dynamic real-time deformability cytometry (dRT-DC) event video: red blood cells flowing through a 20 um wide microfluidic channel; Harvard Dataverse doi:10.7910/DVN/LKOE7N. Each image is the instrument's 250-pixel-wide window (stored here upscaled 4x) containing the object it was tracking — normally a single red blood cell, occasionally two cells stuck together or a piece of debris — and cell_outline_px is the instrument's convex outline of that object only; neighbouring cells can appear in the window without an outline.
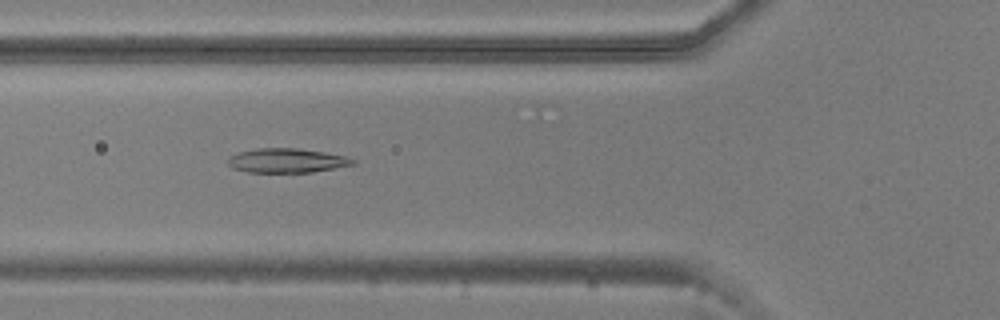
{"species": "common noctule bat (a hibernating species)", "species_latin": "Nyctalus noctula", "temperature_condition": "warm", "stored_images_in_passage": 54, "camera_frame_rate_fps": 3000, "um_per_image_px": 0.085, "animal": {"sex": "male", "body_mass_g": 20.5, "forearm_length_mm": 52.5}, "frame": {"image": 1, "passage_image": 19, "time_ms": 6.0, "image_size_px": [1000, 320], "cell_outline_px": [[356, 164], [312, 172], [248, 172], [232, 168], [228, 164], [228, 156], [236, 152], [256, 148], [300, 148], [348, 156], [356, 160]], "centroid_in_image_um": [24.37, 13.63], "position_along_channel_um": 101.4, "area_um2": 17.92}}
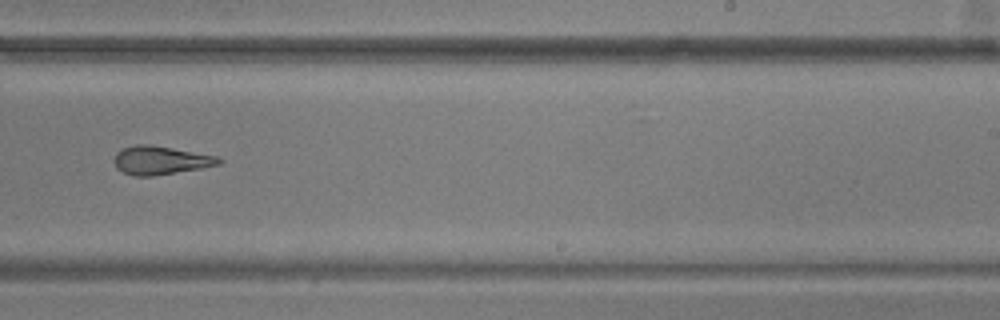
{"frame": {"image": 2, "passage_image": 33, "time_ms": 10.667, "image_size_px": [1000, 320], "cell_outline_px": [[224, 160], [220, 164], [200, 168], [152, 176], [136, 176], [124, 172], [116, 168], [112, 160], [116, 152], [124, 148], [136, 144], [148, 144], [172, 148], [216, 156]], "centroid_in_image_um": [13.6, 13.62], "position_along_channel_um": 275.4, "area_um2": 17.22}}
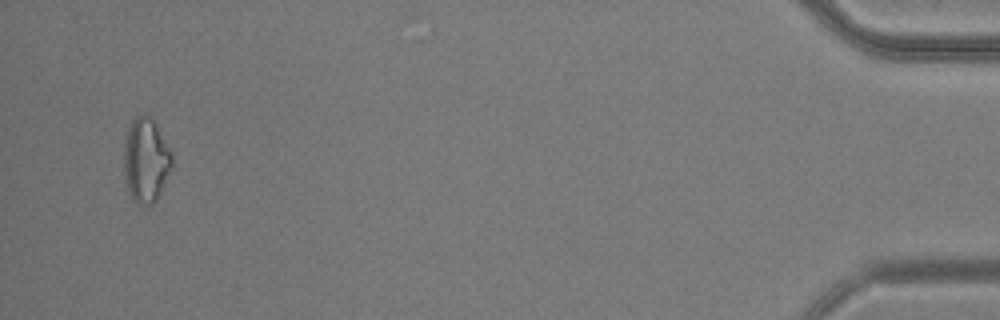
{"frame": {"image": 3, "passage_image": 52, "time_ms": 17.0, "image_size_px": [1000, 320], "cell_outline_px": [[172, 168], [160, 192], [152, 204], [136, 204], [132, 200], [128, 188], [124, 172], [124, 144], [128, 128], [132, 120], [140, 112], [144, 112], [152, 116], [172, 156]], "centroid_in_image_um": [12.38, 13.57], "position_along_channel_um": 422.8, "area_um2": 23.58}, "authors_computed_cell_mechanics": {"area_um2": 19.1029, "velocity_mm_per_s": 3.7267, "shape_relaxation_time_tau1_ms": null, "shape_relaxation_time_tau2_ms": 3.9494, "deformation_change_tau1": null, "deformation_change_tau2": 0.1243}}